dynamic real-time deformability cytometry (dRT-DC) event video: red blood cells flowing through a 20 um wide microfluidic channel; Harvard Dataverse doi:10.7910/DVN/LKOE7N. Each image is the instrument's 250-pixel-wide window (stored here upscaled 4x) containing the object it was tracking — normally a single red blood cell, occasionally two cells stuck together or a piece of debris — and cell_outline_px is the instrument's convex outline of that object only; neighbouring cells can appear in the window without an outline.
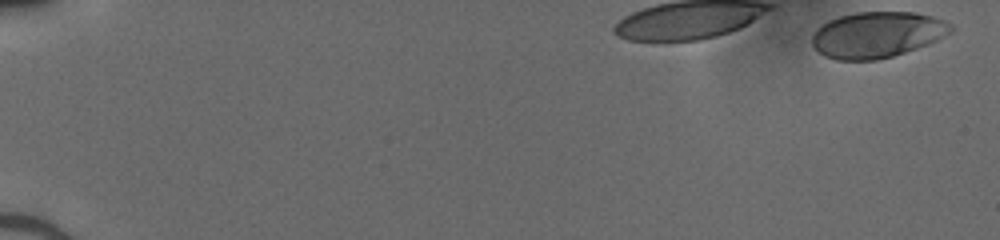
{"species": "human", "species_latin": "Homo sapiens", "temperature_condition": "cold", "stored_images_in_passage": 37, "camera_frame_rate_fps": 3000, "um_per_image_px": 0.085, "donor": {"sex": "male"}, "frame": {"image": 1, "passage_image": 1, "time_ms": 0.0, "image_size_px": [1000, 240], "cell_outline_px": [[956, 28], [952, 32], [928, 44], [892, 56], [876, 60], [836, 60], [824, 56], [812, 44], [812, 32], [816, 28], [828, 20], [840, 16], [856, 12], [916, 12], [932, 16], [944, 20], [952, 24]], "centroid_in_image_um": [74.56, 2.94], "position_along_channel_um": 10.4, "area_um2": 37.34}}
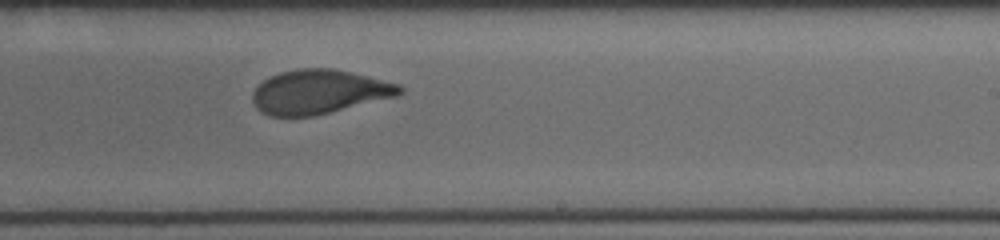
{"frame": {"image": 2, "passage_image": 26, "time_ms": 8.333, "image_size_px": [1000, 240], "cell_outline_px": [[404, 92], [396, 96], [312, 116], [268, 116], [260, 112], [252, 104], [252, 92], [264, 80], [280, 72], [296, 68], [332, 68], [368, 76], [400, 84], [404, 88]], "centroid_in_image_um": [27.1, 7.8], "position_along_channel_um": 261.9, "area_um2": 37.74}}
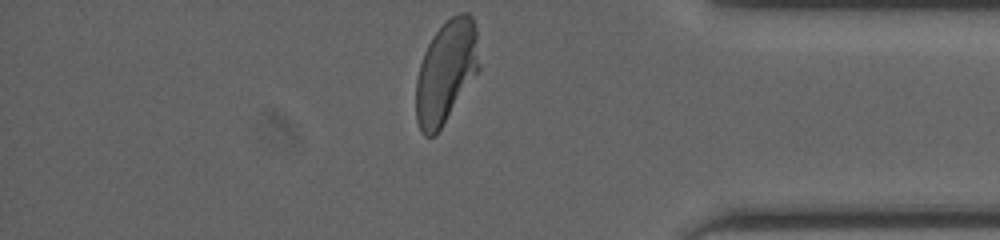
{"frame": {"image": 3, "passage_image": 37, "time_ms": 12.0, "image_size_px": [1000, 240], "cell_outline_px": [[480, 68], [440, 128], [432, 136], [424, 136], [420, 132], [416, 120], [416, 80], [420, 64], [424, 52], [432, 36], [452, 16], [460, 12], [468, 12], [472, 16], [476, 28]], "centroid_in_image_um": [37.91, 6.08], "position_along_channel_um": 397.3, "area_um2": 37.34}}